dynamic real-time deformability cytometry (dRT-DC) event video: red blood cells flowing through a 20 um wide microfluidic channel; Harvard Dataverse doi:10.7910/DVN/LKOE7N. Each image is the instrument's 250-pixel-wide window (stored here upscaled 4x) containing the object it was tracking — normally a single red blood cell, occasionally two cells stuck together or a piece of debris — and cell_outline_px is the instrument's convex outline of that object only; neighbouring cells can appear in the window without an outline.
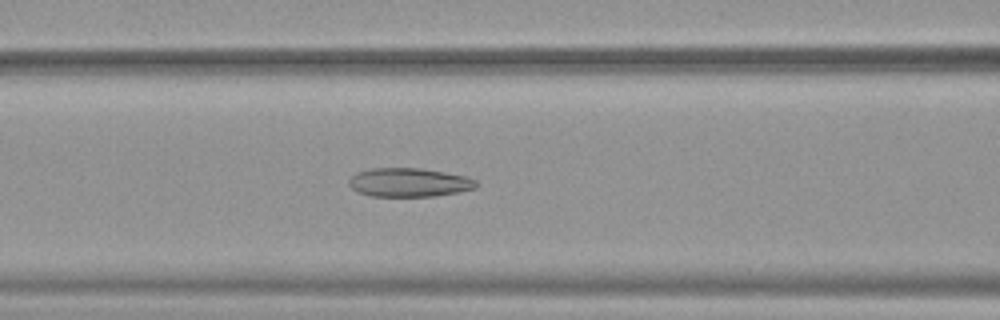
{"species": "common noctule bat (a hibernating species)", "species_latin": "Nyctalus noctula", "temperature_condition": "warm", "stored_images_in_passage": 52, "camera_frame_rate_fps": 3000, "um_per_image_px": 0.085, "animal": {"sex": "female", "body_mass_g": 19.9}, "frame": {"image": 1, "passage_image": 22, "time_ms": 7.0, "image_size_px": [1000, 320], "cell_outline_px": [[480, 184], [476, 188], [436, 196], [372, 196], [360, 192], [352, 188], [348, 184], [348, 180], [356, 172], [368, 168], [420, 168], [468, 176], [476, 180]], "centroid_in_image_um": [34.79, 15.49], "position_along_channel_um": 131.8, "area_um2": 21.44}}
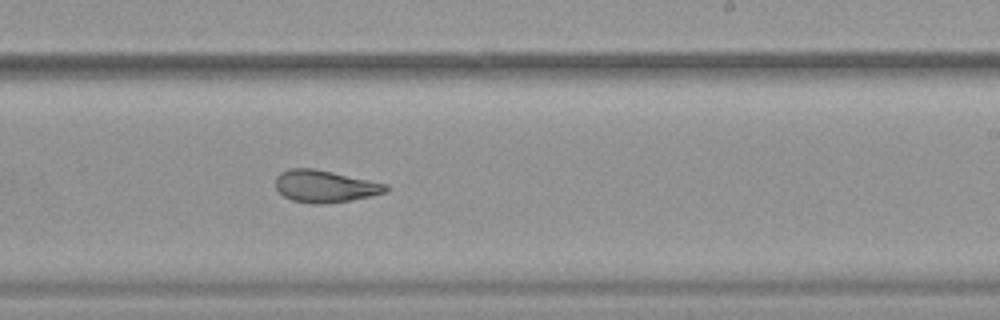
{"frame": {"image": 2, "passage_image": 32, "time_ms": 10.333, "image_size_px": [1000, 320], "cell_outline_px": [[388, 192], [372, 196], [352, 200], [324, 204], [312, 204], [292, 200], [284, 196], [276, 188], [276, 176], [280, 172], [288, 168], [312, 168], [332, 172], [388, 184]], "centroid_in_image_um": [27.63, 15.84], "position_along_channel_um": 261.4, "area_um2": 20.75}}
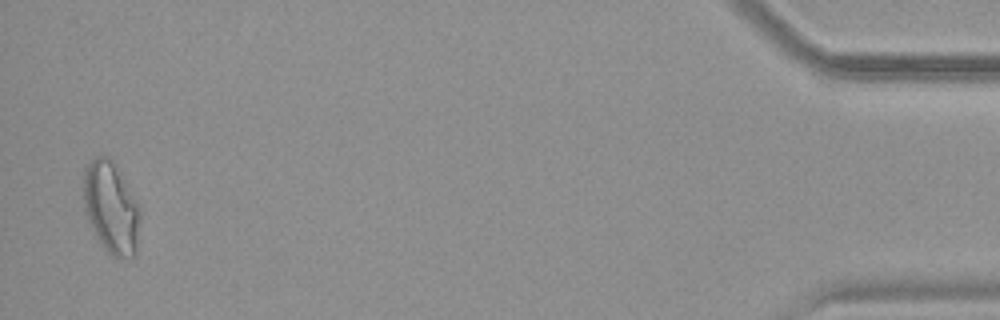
{"frame": {"image": 3, "passage_image": 51, "time_ms": 16.667, "image_size_px": [1000, 320], "cell_outline_px": [[140, 216], [136, 252], [132, 256], [120, 260], [112, 256], [104, 248], [96, 236], [88, 220], [84, 208], [84, 164], [96, 156], [108, 156], [116, 164], [140, 204]], "centroid_in_image_um": [9.46, 17.62], "position_along_channel_um": 425.7, "area_um2": 30.75}, "authors_computed_cell_mechanics": {"area_um2": 24.7384, "velocity_mm_per_s": 3.9049, "shape_relaxation_time_tau1_ms": 10.366, "shape_relaxation_time_tau2_ms": 1.9331, "deformation_change_tau1": 0.2316, "deformation_change_tau2": 0.1041}}